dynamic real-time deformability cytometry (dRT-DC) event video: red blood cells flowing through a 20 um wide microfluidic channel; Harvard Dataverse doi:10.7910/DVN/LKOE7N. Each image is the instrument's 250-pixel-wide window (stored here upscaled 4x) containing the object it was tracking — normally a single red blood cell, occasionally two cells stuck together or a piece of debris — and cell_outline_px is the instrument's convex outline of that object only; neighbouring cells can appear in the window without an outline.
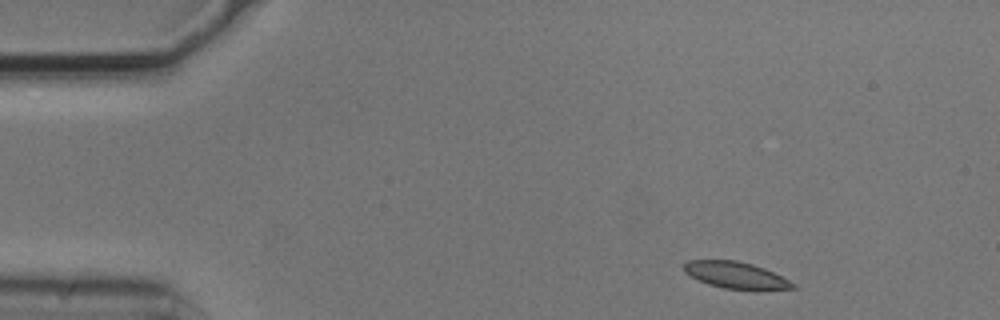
{"species": "common noctule bat (a hibernating species)", "species_latin": "Nyctalus noctula", "temperature_condition": "cold", "stored_images_in_passage": 2, "camera_frame_rate_fps": 3000, "um_per_image_px": 0.085, "animal": {"sex": "male", "body_mass_g": 20.5, "forearm_length_mm": 52.5}, "frame": {"image": 1, "passage_image": 1, "time_ms": 0.0, "image_size_px": [1000, 320], "cell_outline_px": [[796, 288], [724, 288], [708, 284], [684, 272], [684, 264], [688, 260], [736, 260], [752, 264], [764, 268], [796, 284]], "centroid_in_image_um": [62.48, 23.35], "position_along_channel_um": 22.5, "area_um2": 16.18}}
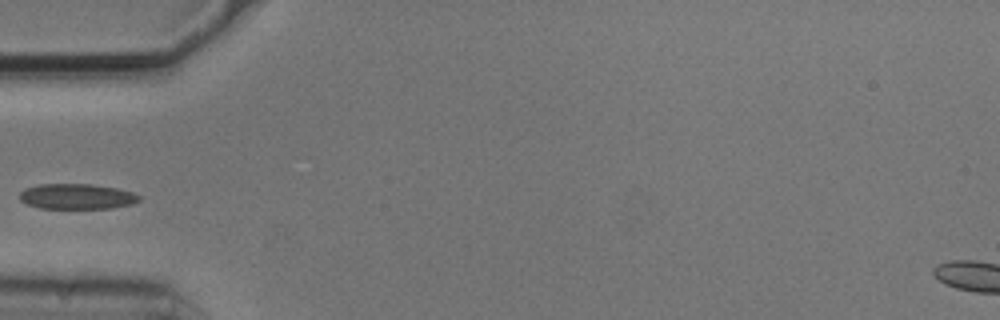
{"frame": {"image": 2, "passage_image": 2, "time_ms": 0.333, "image_size_px": [1000, 320], "cell_outline_px": [[140, 200], [132, 204], [112, 208], [40, 208], [28, 204], [20, 200], [20, 192], [24, 188], [40, 184], [92, 184], [116, 188], [132, 192], [140, 196]], "centroid_in_image_um": [6.53, 16.69], "position_along_channel_um": 78.5, "area_um2": 17.63}}